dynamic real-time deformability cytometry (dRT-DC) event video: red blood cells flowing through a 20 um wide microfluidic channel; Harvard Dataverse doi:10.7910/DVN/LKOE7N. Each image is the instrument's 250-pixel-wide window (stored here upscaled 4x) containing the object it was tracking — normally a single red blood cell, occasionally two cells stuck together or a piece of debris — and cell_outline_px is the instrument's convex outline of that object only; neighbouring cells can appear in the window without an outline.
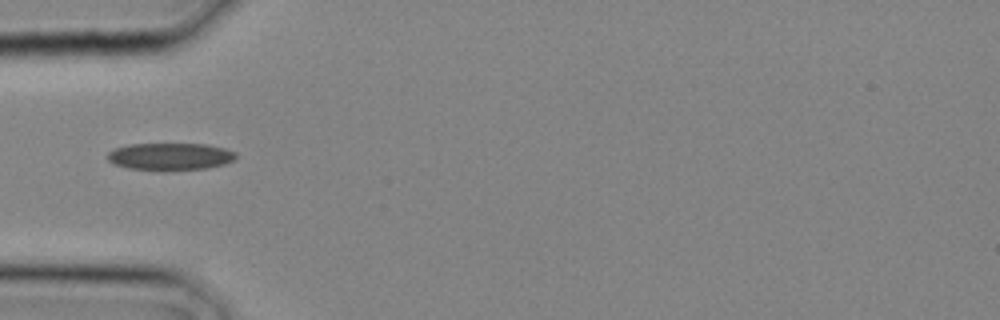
{"species": "common noctule bat (a hibernating species)", "species_latin": "Nyctalus noctula", "temperature_condition": "cold", "stored_images_in_passage": 9, "camera_frame_rate_fps": 3000, "um_per_image_px": 0.085, "animal": {"sex": "male", "body_mass_g": 20.4}, "frame": {"image": 1, "passage_image": 6, "time_ms": 1.667, "image_size_px": [1000, 320], "cell_outline_px": [[236, 160], [224, 164], [208, 168], [164, 172], [160, 172], [128, 168], [112, 164], [108, 160], [108, 152], [116, 148], [128, 144], [208, 144], [224, 148], [236, 152]], "centroid_in_image_um": [14.47, 13.33], "position_along_channel_um": 70.5, "area_um2": 20.98}}
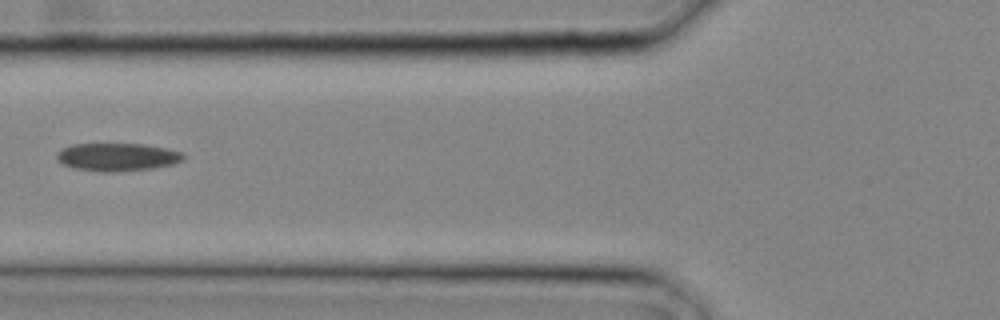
{"frame": {"image": 2, "passage_image": 8, "time_ms": 2.333, "image_size_px": [1000, 320], "cell_outline_px": [[184, 160], [172, 164], [152, 168], [116, 172], [100, 172], [72, 168], [60, 164], [56, 156], [56, 152], [72, 144], [144, 144], [168, 148], [180, 152], [184, 156]], "centroid_in_image_um": [9.93, 13.35], "position_along_channel_um": 115.9, "area_um2": 20.75}}